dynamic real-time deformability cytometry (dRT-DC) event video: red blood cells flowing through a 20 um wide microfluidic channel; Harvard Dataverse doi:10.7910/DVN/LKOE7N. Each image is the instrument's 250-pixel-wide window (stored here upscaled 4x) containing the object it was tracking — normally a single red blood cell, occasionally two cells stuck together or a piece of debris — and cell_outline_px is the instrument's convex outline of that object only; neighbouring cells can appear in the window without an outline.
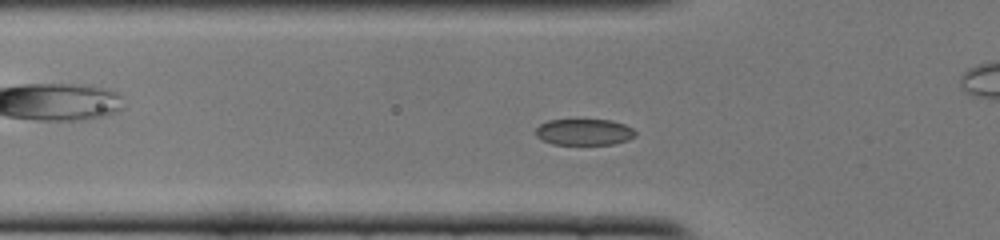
{"species": "common noctule bat (a hibernating species)", "species_latin": "Nyctalus noctula", "temperature_condition": "cold", "stored_images_in_passage": 39, "camera_frame_rate_fps": 3000, "um_per_image_px": 0.085, "animal": {"sex": "female", "body_mass_g": 22.0, "forearm_length_mm": 56.7}, "frame": {"image": 1, "passage_image": 6, "time_ms": 1.667, "image_size_px": [1000, 240], "cell_outline_px": [[636, 136], [628, 140], [612, 144], [552, 144], [536, 136], [536, 128], [540, 124], [548, 120], [612, 120], [624, 124], [632, 128], [636, 132]], "centroid_in_image_um": [49.67, 11.22], "position_along_channel_um": 76.1, "area_um2": 15.2}}
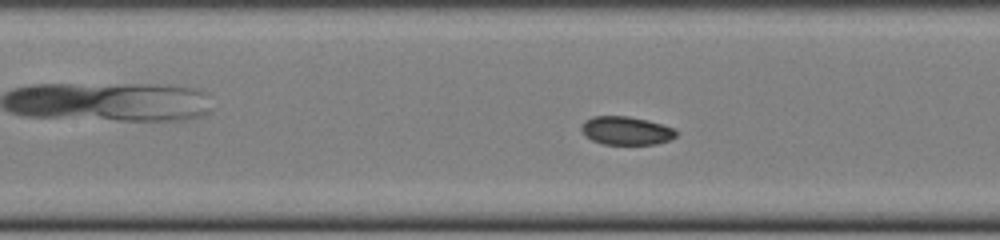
{"frame": {"image": 2, "passage_image": 12, "time_ms": 3.667, "image_size_px": [1000, 240], "cell_outline_px": [[676, 136], [668, 140], [656, 144], [600, 144], [584, 136], [580, 128], [584, 120], [592, 116], [628, 116], [648, 120], [676, 128]], "centroid_in_image_um": [53.19, 11.1], "position_along_channel_um": 154.2, "area_um2": 15.84}}
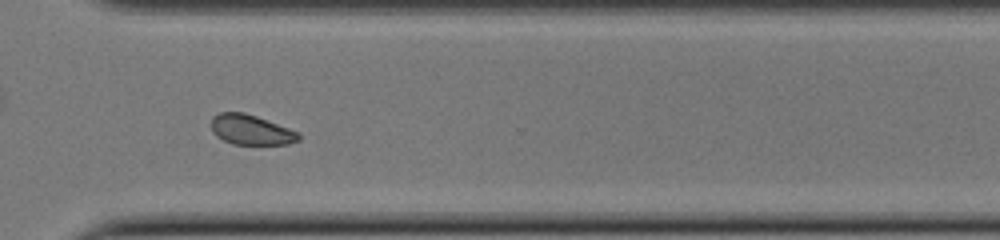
{"frame": {"image": 3, "passage_image": 27, "time_ms": 8.667, "image_size_px": [1000, 240], "cell_outline_px": [[300, 140], [288, 144], [232, 144], [216, 136], [212, 132], [212, 116], [220, 112], [244, 112], [256, 116], [300, 132]], "centroid_in_image_um": [21.34, 11.03], "position_along_channel_um": 349.3, "area_um2": 15.32}, "authors_computed_cell_mechanics": {"area_um2": 16.0684, "velocity_mm_per_s": 3.8906, "shape_relaxation_time_tau1_ms": 2.7758, "shape_relaxation_time_tau2_ms": null, "deformation_change_tau1": 0.0677, "deformation_change_tau2": null}}